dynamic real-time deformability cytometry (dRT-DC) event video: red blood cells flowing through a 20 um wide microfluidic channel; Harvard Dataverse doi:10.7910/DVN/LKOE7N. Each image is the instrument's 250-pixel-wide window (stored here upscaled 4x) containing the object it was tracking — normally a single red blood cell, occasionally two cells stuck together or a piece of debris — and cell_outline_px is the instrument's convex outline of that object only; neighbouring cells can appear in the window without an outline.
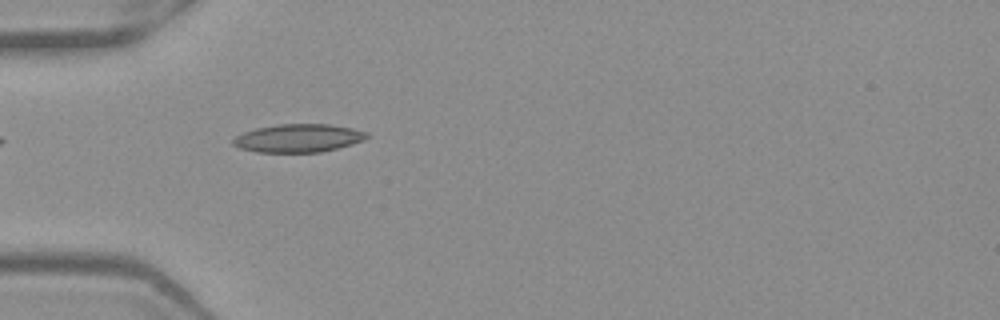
{"species": "Egyptian fruit bat (a non-hibernating species)", "species_latin": "Rousettus aegyptiacus", "temperature_condition": "warm", "stored_images_in_passage": 51, "camera_frame_rate_fps": 3000, "um_per_image_px": 0.085, "frame": {"image": 1, "passage_image": 16, "time_ms": 5.0, "image_size_px": [1000, 320], "cell_outline_px": [[368, 136], [364, 140], [352, 144], [320, 152], [256, 152], [240, 148], [232, 144], [232, 140], [236, 136], [244, 132], [256, 128], [280, 124], [332, 124], [352, 128], [368, 132]], "centroid_in_image_um": [25.36, 11.74], "position_along_channel_um": 59.6, "area_um2": 21.91}}
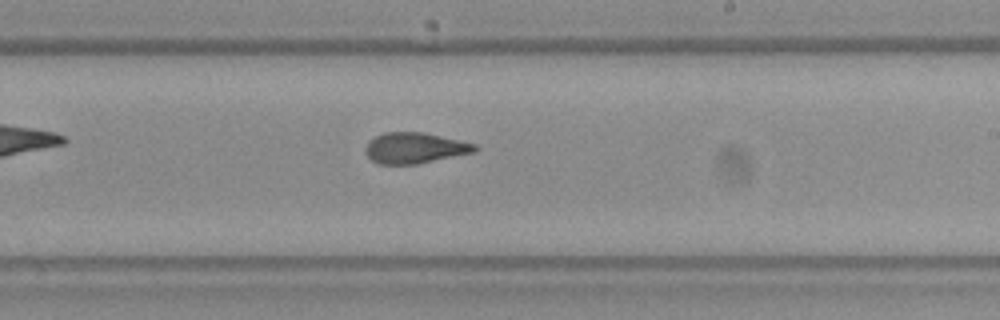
{"frame": {"image": 2, "passage_image": 31, "time_ms": 10.0, "image_size_px": [1000, 320], "cell_outline_px": [[480, 148], [476, 152], [416, 164], [376, 164], [364, 152], [364, 148], [368, 140], [384, 132], [424, 132], [476, 144]], "centroid_in_image_um": [35.24, 12.58], "position_along_channel_um": 253.8, "area_um2": 19.83}}
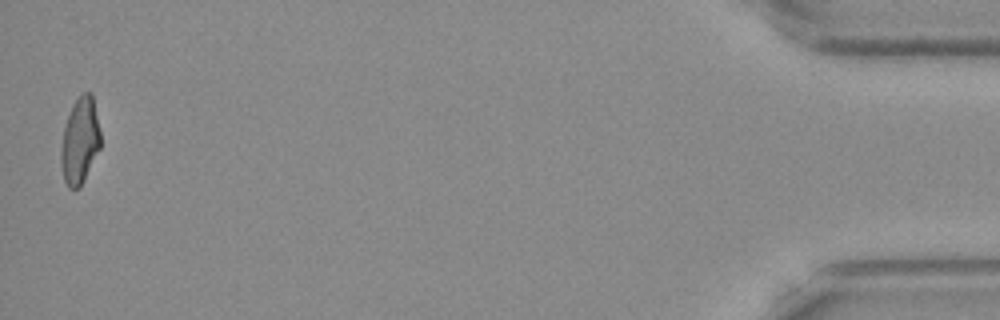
{"frame": {"image": 3, "passage_image": 51, "time_ms": 16.667, "image_size_px": [1000, 320], "cell_outline_px": [[100, 148], [80, 188], [68, 188], [64, 180], [60, 160], [60, 152], [64, 128], [72, 104], [84, 92], [92, 92], [100, 132]], "centroid_in_image_um": [6.79, 11.98], "position_along_channel_um": 428.4, "area_um2": 19.77}, "authors_computed_cell_mechanics": {"area_um2": 20.1144, "velocity_mm_per_s": 3.9545, "shape_relaxation_time_tau1_ms": null, "shape_relaxation_time_tau2_ms": 1.5512, "deformation_change_tau1": null, "deformation_change_tau2": 0.0908}}